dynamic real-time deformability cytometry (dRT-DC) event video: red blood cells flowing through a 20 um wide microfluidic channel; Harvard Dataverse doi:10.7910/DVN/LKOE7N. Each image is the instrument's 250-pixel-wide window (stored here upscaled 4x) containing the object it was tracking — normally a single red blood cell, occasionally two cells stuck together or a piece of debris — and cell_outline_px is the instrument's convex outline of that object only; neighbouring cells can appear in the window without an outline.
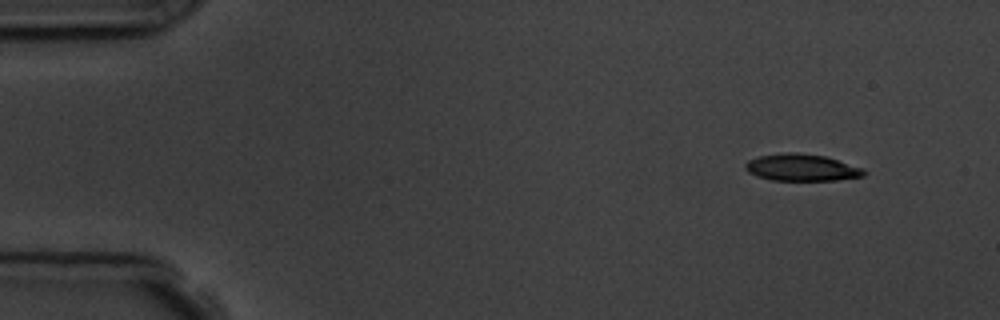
{"species": "common noctule bat (a hibernating species)", "species_latin": "Nyctalus noctula", "temperature_condition": "room temperature", "stored_images_in_passage": 4, "camera_frame_rate_fps": 3000, "um_per_image_px": 0.085, "animal": {"sex": "male", "body_mass_g": 19.5, "forearm_length_mm": 54.6}, "frame": {"image": 1, "passage_image": 1, "time_ms": 0.0, "image_size_px": [1000, 320], "cell_outline_px": [[868, 172], [864, 176], [836, 180], [772, 180], [756, 176], [748, 172], [744, 168], [744, 164], [748, 160], [760, 156], [788, 152], [796, 152], [824, 156], [864, 168]], "centroid_in_image_um": [68.14, 14.24], "position_along_channel_um": 16.9, "area_um2": 18.61}}
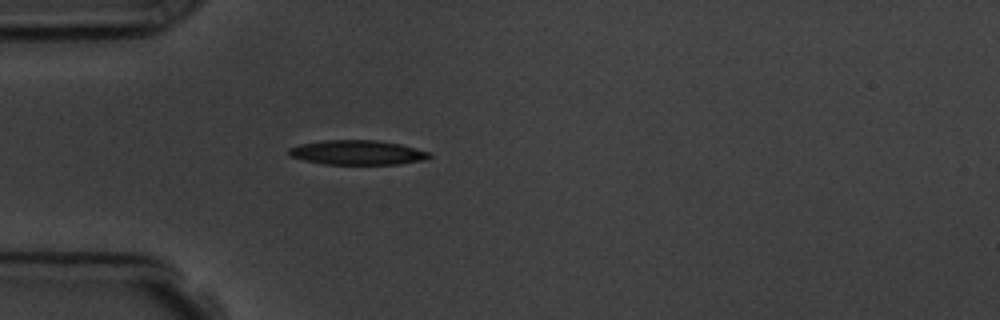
{"frame": {"image": 2, "passage_image": 4, "time_ms": 3.667, "image_size_px": [1000, 320], "cell_outline_px": [[432, 156], [424, 160], [400, 164], [324, 164], [304, 160], [292, 156], [288, 152], [288, 148], [300, 144], [324, 140], [376, 140], [400, 144], [432, 152]], "centroid_in_image_um": [30.42, 12.96], "position_along_channel_um": 54.6, "area_um2": 20.11}}